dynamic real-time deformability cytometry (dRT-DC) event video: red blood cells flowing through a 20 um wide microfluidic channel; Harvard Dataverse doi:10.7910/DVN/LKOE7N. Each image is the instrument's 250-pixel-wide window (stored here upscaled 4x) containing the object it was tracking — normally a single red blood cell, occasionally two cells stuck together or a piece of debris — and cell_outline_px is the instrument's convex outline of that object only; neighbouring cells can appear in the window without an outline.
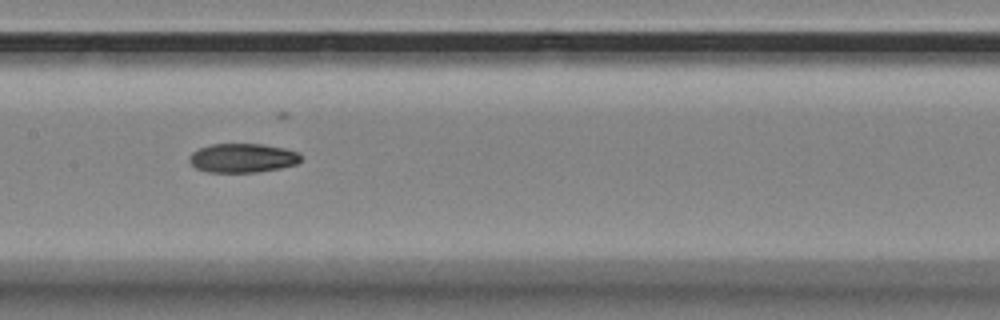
{"species": "Egyptian fruit bat (a non-hibernating species)", "species_latin": "Rousettus aegyptiacus", "temperature_condition": "room temperature", "stored_images_in_passage": 9, "camera_frame_rate_fps": 3000, "um_per_image_px": 0.085, "animal": {"sex": "female"}, "frame": {"image": 1, "passage_image": 8, "time_ms": 2.333, "image_size_px": [1000, 320], "cell_outline_px": [[300, 160], [296, 164], [280, 168], [256, 172], [208, 172], [196, 168], [188, 160], [188, 156], [192, 152], [200, 148], [212, 144], [260, 144], [284, 148], [300, 152]], "centroid_in_image_um": [20.6, 13.43], "position_along_channel_um": 186.8, "area_um2": 18.84}}
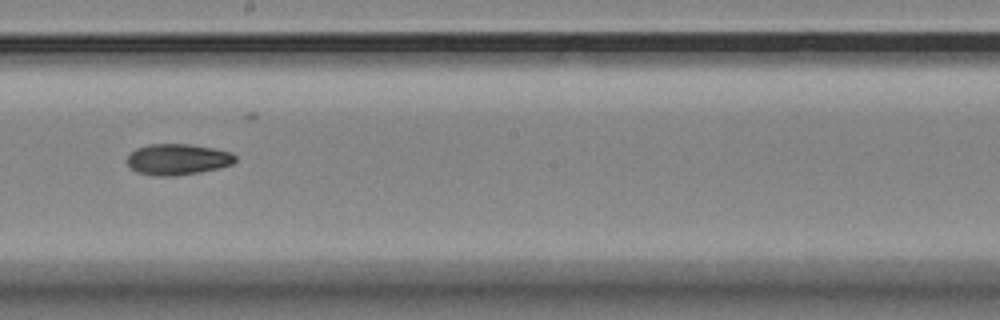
{"frame": {"image": 2, "passage_image": 9, "time_ms": 2.667, "image_size_px": [1000, 320], "cell_outline_px": [[236, 160], [232, 164], [200, 172], [176, 176], [152, 176], [136, 172], [128, 164], [128, 156], [136, 148], [148, 144], [188, 144], [212, 148], [232, 152], [236, 156]], "centroid_in_image_um": [15.09, 13.55], "position_along_channel_um": 233.1, "area_um2": 19.54}}